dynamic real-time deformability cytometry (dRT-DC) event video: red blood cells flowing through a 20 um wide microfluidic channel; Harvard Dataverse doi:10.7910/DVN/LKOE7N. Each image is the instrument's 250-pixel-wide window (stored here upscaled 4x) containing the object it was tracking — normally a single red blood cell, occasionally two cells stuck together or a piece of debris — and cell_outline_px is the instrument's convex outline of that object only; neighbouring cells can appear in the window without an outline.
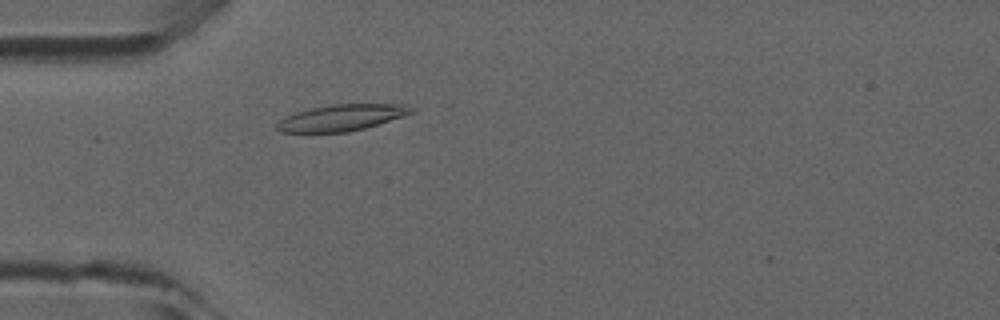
{"species": "common noctule bat (a hibernating species)", "species_latin": "Nyctalus noctula", "temperature_condition": "room temperature", "stored_images_in_passage": 32, "camera_frame_rate_fps": 3000, "um_per_image_px": 0.085, "animal": {"sex": "male", "forearm_length_mm": 52.5}, "frame": {"image": 1, "passage_image": 2, "time_ms": 0.333, "image_size_px": [1000, 320], "cell_outline_px": [[416, 112], [404, 116], [364, 128], [348, 132], [280, 132], [276, 128], [276, 124], [280, 120], [296, 112], [312, 108], [332, 104], [404, 104], [412, 108]], "centroid_in_image_um": [29.06, 10.0], "position_along_channel_um": 55.9, "area_um2": 20.4}}
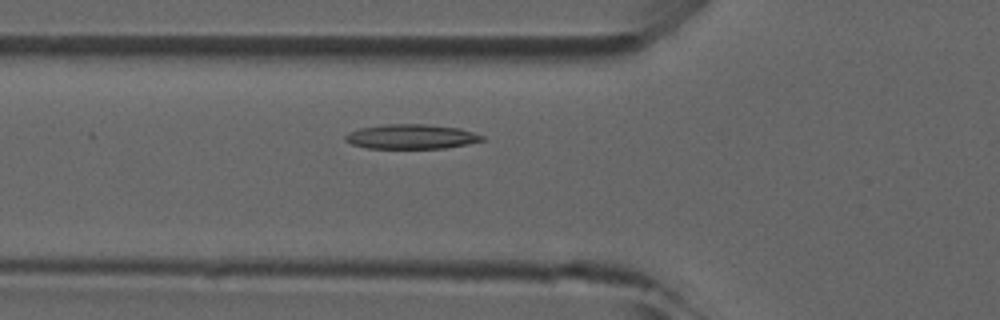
{"frame": {"image": 2, "passage_image": 5, "time_ms": 1.333, "image_size_px": [1000, 320], "cell_outline_px": [[484, 140], [468, 144], [444, 148], [368, 148], [352, 144], [344, 140], [344, 136], [348, 132], [360, 128], [388, 124], [424, 124], [460, 128], [484, 136]], "centroid_in_image_um": [34.95, 11.61], "position_along_channel_um": 90.8, "area_um2": 19.54}}
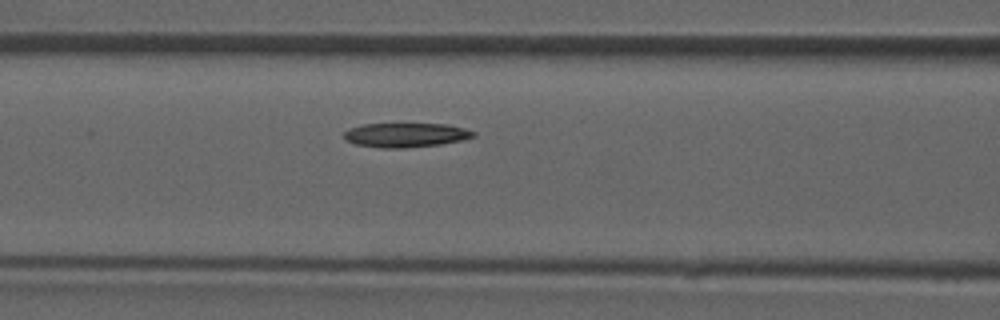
{"frame": {"image": 3, "passage_image": 8, "time_ms": 2.333, "image_size_px": [1000, 320], "cell_outline_px": [[476, 136], [460, 140], [440, 144], [404, 148], [380, 148], [356, 144], [344, 140], [344, 132], [348, 128], [364, 124], [448, 124], [464, 128], [476, 132]], "centroid_in_image_um": [34.46, 11.47], "position_along_channel_um": 132.1, "area_um2": 18.32}}